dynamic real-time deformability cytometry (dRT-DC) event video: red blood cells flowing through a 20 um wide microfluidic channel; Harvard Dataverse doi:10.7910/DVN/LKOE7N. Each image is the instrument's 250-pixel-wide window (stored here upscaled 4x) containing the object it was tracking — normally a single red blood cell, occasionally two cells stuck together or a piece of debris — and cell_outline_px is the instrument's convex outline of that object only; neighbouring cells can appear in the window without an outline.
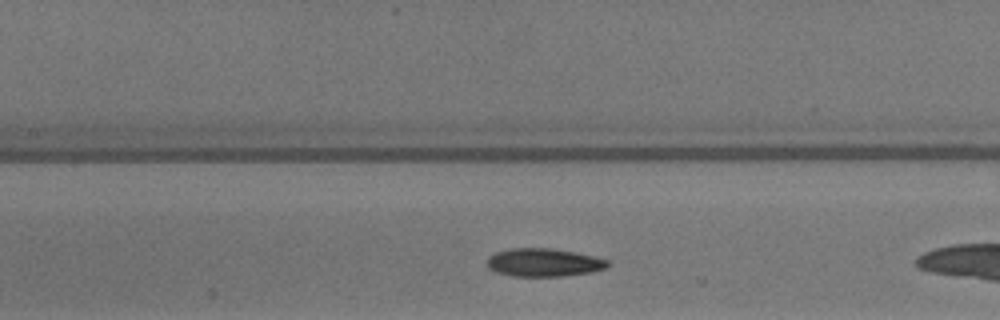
{"species": "common noctule bat (a hibernating species)", "species_latin": "Nyctalus noctula", "temperature_condition": "warm", "stored_images_in_passage": 24, "camera_frame_rate_fps": 3000, "um_per_image_px": 0.085, "animal": {"sex": "male", "body_mass_g": 13.3}, "frame": {"image": 1, "passage_image": 8, "time_ms": 2.333, "image_size_px": [1000, 320], "cell_outline_px": [[608, 268], [592, 272], [564, 276], [512, 276], [496, 272], [488, 268], [488, 256], [496, 252], [512, 248], [548, 248], [572, 252], [592, 256], [608, 260]], "centroid_in_image_um": [46.21, 22.32], "position_along_channel_um": 161.2, "area_um2": 19.65}}
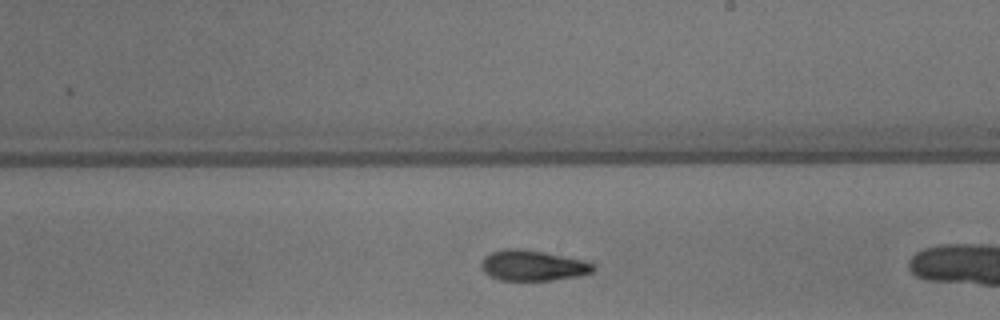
{"frame": {"image": 2, "passage_image": 14, "time_ms": 4.333, "image_size_px": [1000, 320], "cell_outline_px": [[596, 268], [592, 272], [576, 276], [552, 280], [500, 280], [488, 276], [484, 272], [480, 264], [484, 256], [492, 252], [508, 248], [520, 248], [544, 252], [580, 260], [592, 264]], "centroid_in_image_um": [45.21, 22.57], "position_along_channel_um": 243.8, "area_um2": 19.71}}
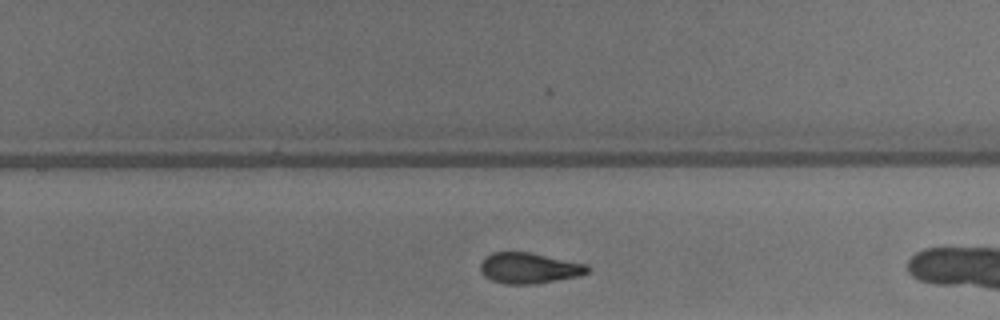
{"frame": {"image": 3, "passage_image": 17, "time_ms": 5.333, "image_size_px": [1000, 320], "cell_outline_px": [[592, 268], [588, 272], [580, 276], [532, 284], [508, 284], [492, 280], [484, 276], [480, 272], [480, 264], [484, 256], [492, 252], [528, 252], [588, 264]], "centroid_in_image_um": [44.97, 22.78], "position_along_channel_um": 284.8, "area_um2": 19.31}}